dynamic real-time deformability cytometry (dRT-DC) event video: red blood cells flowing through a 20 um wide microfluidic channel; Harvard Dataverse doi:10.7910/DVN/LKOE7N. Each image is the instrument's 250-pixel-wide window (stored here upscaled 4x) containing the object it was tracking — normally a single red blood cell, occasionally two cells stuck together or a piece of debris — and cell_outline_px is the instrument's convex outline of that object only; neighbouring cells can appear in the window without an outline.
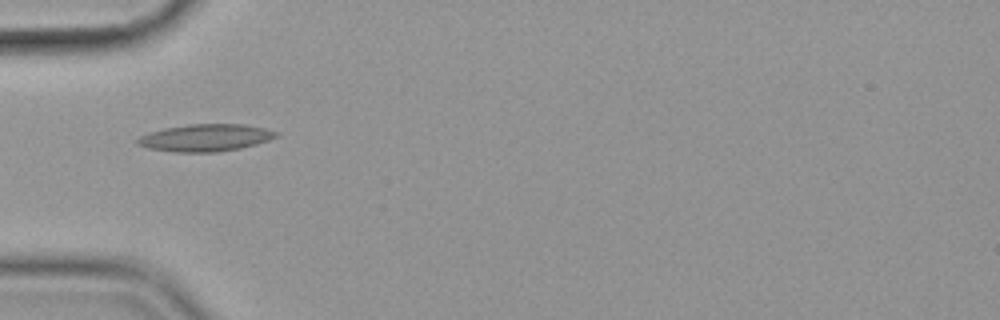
{"species": "common noctule bat (a hibernating species)", "species_latin": "Nyctalus noctula", "temperature_condition": "cold", "stored_images_in_passage": 34, "camera_frame_rate_fps": 3000, "um_per_image_px": 0.085, "animal": {"sex": "female", "body_mass_g": 19.9}, "frame": {"image": 1, "passage_image": 1, "time_ms": 0.0, "image_size_px": [1000, 320], "cell_outline_px": [[280, 132], [276, 136], [268, 140], [256, 144], [240, 148], [216, 152], [172, 152], [148, 148], [136, 144], [136, 140], [140, 136], [148, 132], [164, 128], [188, 124], [244, 124], [264, 128]], "centroid_in_image_um": [17.43, 11.7], "position_along_channel_um": 67.6, "area_um2": 22.02}, "authors_computed_cell_mechanics": {"area_um2": 18.0625, "velocity_mm_per_s": 3.5815, "shape_relaxation_time_tau1_ms": 2.8194, "shape_relaxation_time_tau2_ms": 1.0147, "deformation_change_tau1": 0.1194, "deformation_change_tau2": 0.091}}